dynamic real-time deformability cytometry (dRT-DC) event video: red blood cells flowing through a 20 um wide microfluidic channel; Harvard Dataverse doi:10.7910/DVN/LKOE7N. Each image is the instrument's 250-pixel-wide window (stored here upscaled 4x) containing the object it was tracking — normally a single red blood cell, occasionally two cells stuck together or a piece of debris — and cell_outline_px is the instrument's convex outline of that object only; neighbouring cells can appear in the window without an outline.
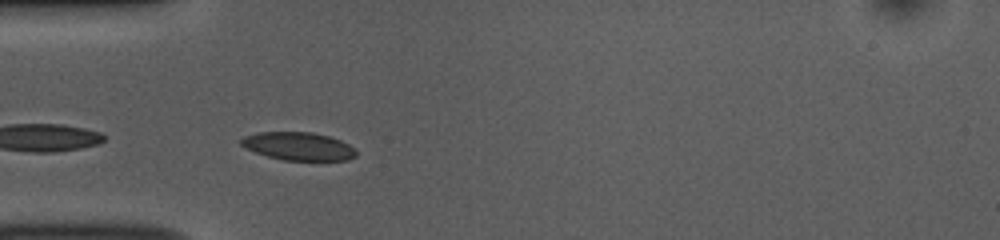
{"species": "common noctule bat (a hibernating species)", "species_latin": "Nyctalus noctula", "temperature_condition": "room temperature", "stored_images_in_passage": 5, "camera_frame_rate_fps": 3000, "um_per_image_px": 0.085, "animal": {"sex": "female", "body_mass_g": 10.0, "forearm_length_mm": 53.1}, "frame": {"image": 1, "passage_image": 2, "time_ms": 0.333, "image_size_px": [1000, 240], "cell_outline_px": [[356, 156], [348, 160], [284, 160], [268, 156], [256, 152], [240, 144], [240, 140], [244, 136], [260, 132], [312, 132], [328, 136], [340, 140], [356, 148]], "centroid_in_image_um": [25.4, 12.43], "position_along_channel_um": 59.6, "area_um2": 18.67}}